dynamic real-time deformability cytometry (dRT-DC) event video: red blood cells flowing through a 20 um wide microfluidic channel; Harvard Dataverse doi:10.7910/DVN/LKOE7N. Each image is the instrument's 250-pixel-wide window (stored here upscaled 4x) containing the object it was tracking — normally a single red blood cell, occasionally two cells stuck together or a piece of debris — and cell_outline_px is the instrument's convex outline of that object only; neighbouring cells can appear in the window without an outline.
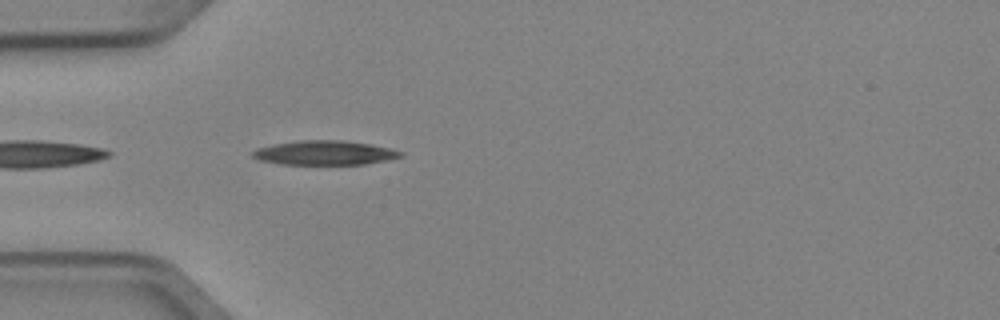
{"species": "Egyptian fruit bat (a non-hibernating species)", "species_latin": "Rousettus aegyptiacus", "temperature_condition": "cold", "stored_images_in_passage": 4, "camera_frame_rate_fps": 3000, "um_per_image_px": 0.085, "animal": {"sex": "female"}, "frame": {"image": 1, "passage_image": 4, "time_ms": 1.0, "image_size_px": [1000, 320], "cell_outline_px": [[404, 156], [388, 160], [364, 164], [280, 164], [260, 160], [252, 156], [252, 152], [256, 148], [276, 144], [300, 140], [344, 140], [372, 144], [404, 152]], "centroid_in_image_um": [27.63, 12.98], "position_along_channel_um": 57.4, "area_um2": 20.92}}